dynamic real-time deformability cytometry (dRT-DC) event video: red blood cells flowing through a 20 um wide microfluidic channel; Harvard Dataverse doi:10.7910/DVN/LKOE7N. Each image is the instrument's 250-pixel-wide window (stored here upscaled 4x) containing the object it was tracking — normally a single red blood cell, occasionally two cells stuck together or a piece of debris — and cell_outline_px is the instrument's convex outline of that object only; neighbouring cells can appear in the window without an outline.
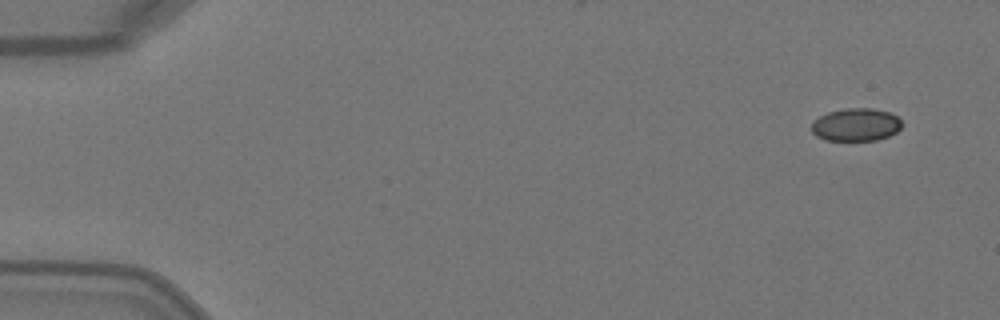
{"species": "Egyptian fruit bat (a non-hibernating species)", "species_latin": "Rousettus aegyptiacus", "temperature_condition": "warm", "stored_images_in_passage": 7, "camera_frame_rate_fps": 3000, "um_per_image_px": 0.085, "animal": {"sex": "female"}, "frame": {"image": 1, "passage_image": 1, "time_ms": 0.0, "image_size_px": [1000, 320], "cell_outline_px": [[900, 128], [896, 132], [888, 136], [876, 140], [824, 140], [816, 136], [812, 132], [812, 124], [820, 116], [828, 112], [844, 108], [872, 108], [888, 112], [896, 116], [900, 120]], "centroid_in_image_um": [72.74, 10.6], "position_along_channel_um": 12.3, "area_um2": 17.11}}
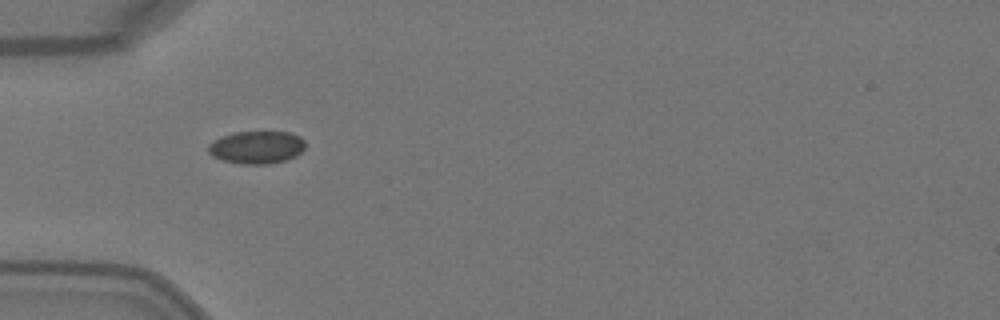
{"frame": {"image": 2, "passage_image": 4, "time_ms": 1.0, "image_size_px": [1000, 320], "cell_outline_px": [[304, 148], [296, 156], [284, 160], [268, 164], [240, 164], [220, 160], [212, 156], [208, 152], [208, 144], [212, 140], [220, 136], [236, 132], [292, 132], [300, 136], [304, 140]], "centroid_in_image_um": [21.78, 12.52], "position_along_channel_um": 63.2, "area_um2": 18.67}}
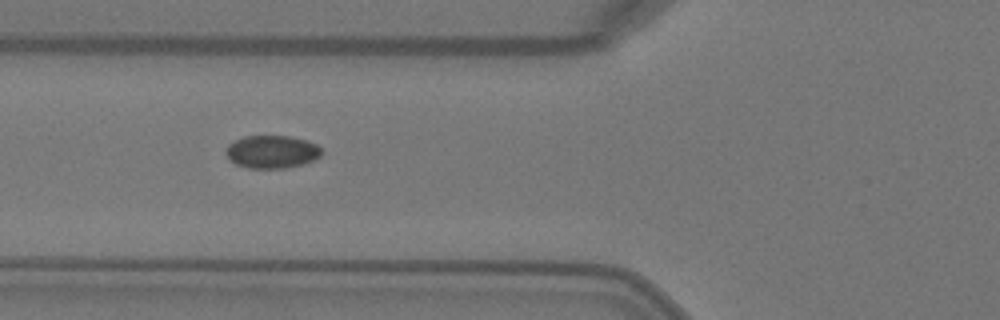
{"frame": {"image": 3, "passage_image": 5, "time_ms": 1.333, "image_size_px": [1000, 320], "cell_outline_px": [[324, 152], [320, 156], [304, 164], [284, 168], [248, 168], [236, 164], [228, 160], [224, 152], [228, 144], [244, 136], [288, 136], [308, 140], [316, 144]], "centroid_in_image_um": [23.09, 12.9], "position_along_channel_um": 102.7, "area_um2": 18.5}}